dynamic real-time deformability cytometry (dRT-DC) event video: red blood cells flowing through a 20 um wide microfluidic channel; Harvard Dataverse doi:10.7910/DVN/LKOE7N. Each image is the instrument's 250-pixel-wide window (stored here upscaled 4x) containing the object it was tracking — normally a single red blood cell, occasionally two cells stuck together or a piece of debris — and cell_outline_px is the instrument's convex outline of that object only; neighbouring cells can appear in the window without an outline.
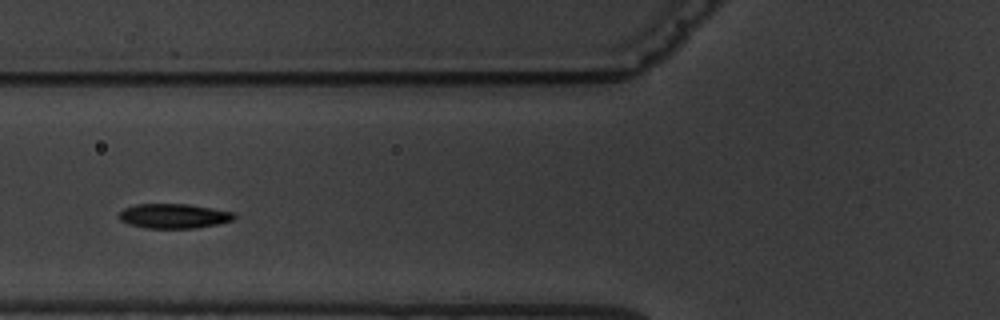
{"species": "common noctule bat (a hibernating species)", "species_latin": "Nyctalus noctula", "temperature_condition": "warm", "stored_images_in_passage": 7, "camera_frame_rate_fps": 3000, "um_per_image_px": 0.085, "animal": {"sex": "male", "body_mass_g": 19.5, "forearm_length_mm": 54.6}, "frame": {"image": 1, "passage_image": 4, "time_ms": 3.333, "image_size_px": [1000, 320], "cell_outline_px": [[236, 216], [232, 220], [216, 224], [196, 228], [144, 228], [128, 224], [120, 220], [120, 212], [124, 208], [136, 204], [188, 204], [212, 208], [232, 212]], "centroid_in_image_um": [14.74, 18.36], "position_along_channel_um": 111.1, "area_um2": 16.42}}